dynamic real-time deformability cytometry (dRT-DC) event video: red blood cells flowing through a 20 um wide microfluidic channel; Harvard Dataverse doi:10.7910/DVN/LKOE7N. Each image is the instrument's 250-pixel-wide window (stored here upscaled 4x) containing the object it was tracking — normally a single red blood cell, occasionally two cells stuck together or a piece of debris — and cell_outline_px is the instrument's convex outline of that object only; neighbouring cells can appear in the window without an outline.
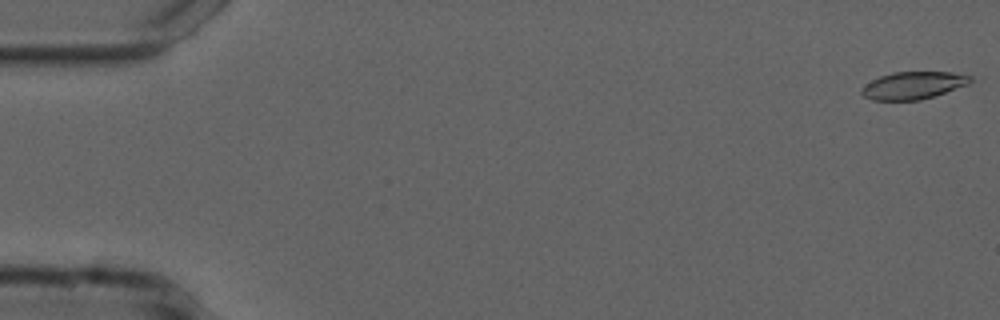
{"species": "common noctule bat (a hibernating species)", "species_latin": "Nyctalus noctula", "temperature_condition": "cold", "stored_images_in_passage": 6, "camera_frame_rate_fps": 3000, "um_per_image_px": 0.085, "animal": {"sex": "male", "forearm_length_mm": 52.5}, "frame": {"image": 1, "passage_image": 1, "time_ms": 0.0, "image_size_px": [1000, 320], "cell_outline_px": [[976, 80], [968, 84], [920, 100], [872, 100], [864, 96], [860, 92], [860, 88], [864, 84], [880, 76], [892, 72], [952, 72], [972, 76]], "centroid_in_image_um": [77.61, 7.25], "position_along_channel_um": 7.4, "area_um2": 17.4}}